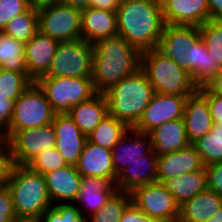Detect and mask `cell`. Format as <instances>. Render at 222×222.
Listing matches in <instances>:
<instances>
[{
    "label": "cell",
    "instance_id": "obj_1",
    "mask_svg": "<svg viewBox=\"0 0 222 222\" xmlns=\"http://www.w3.org/2000/svg\"><path fill=\"white\" fill-rule=\"evenodd\" d=\"M158 49L186 71L197 88L222 70L215 65L196 26L165 24Z\"/></svg>",
    "mask_w": 222,
    "mask_h": 222
},
{
    "label": "cell",
    "instance_id": "obj_2",
    "mask_svg": "<svg viewBox=\"0 0 222 222\" xmlns=\"http://www.w3.org/2000/svg\"><path fill=\"white\" fill-rule=\"evenodd\" d=\"M116 12L118 36L140 53L158 48L165 26L160 0L121 1Z\"/></svg>",
    "mask_w": 222,
    "mask_h": 222
},
{
    "label": "cell",
    "instance_id": "obj_3",
    "mask_svg": "<svg viewBox=\"0 0 222 222\" xmlns=\"http://www.w3.org/2000/svg\"><path fill=\"white\" fill-rule=\"evenodd\" d=\"M92 81L97 93H105L141 67V53L121 36L93 44Z\"/></svg>",
    "mask_w": 222,
    "mask_h": 222
},
{
    "label": "cell",
    "instance_id": "obj_4",
    "mask_svg": "<svg viewBox=\"0 0 222 222\" xmlns=\"http://www.w3.org/2000/svg\"><path fill=\"white\" fill-rule=\"evenodd\" d=\"M109 114L133 128L153 95L152 84L140 68L134 74L122 79L105 93Z\"/></svg>",
    "mask_w": 222,
    "mask_h": 222
},
{
    "label": "cell",
    "instance_id": "obj_5",
    "mask_svg": "<svg viewBox=\"0 0 222 222\" xmlns=\"http://www.w3.org/2000/svg\"><path fill=\"white\" fill-rule=\"evenodd\" d=\"M16 216L41 218L52 206L44 175L28 165L14 164L6 184Z\"/></svg>",
    "mask_w": 222,
    "mask_h": 222
},
{
    "label": "cell",
    "instance_id": "obj_6",
    "mask_svg": "<svg viewBox=\"0 0 222 222\" xmlns=\"http://www.w3.org/2000/svg\"><path fill=\"white\" fill-rule=\"evenodd\" d=\"M155 93L179 96L191 95L197 87L190 75L158 48L141 53V67Z\"/></svg>",
    "mask_w": 222,
    "mask_h": 222
},
{
    "label": "cell",
    "instance_id": "obj_7",
    "mask_svg": "<svg viewBox=\"0 0 222 222\" xmlns=\"http://www.w3.org/2000/svg\"><path fill=\"white\" fill-rule=\"evenodd\" d=\"M56 114L43 90L33 82L15 101L9 127L0 138L8 141L17 131L51 124Z\"/></svg>",
    "mask_w": 222,
    "mask_h": 222
},
{
    "label": "cell",
    "instance_id": "obj_8",
    "mask_svg": "<svg viewBox=\"0 0 222 222\" xmlns=\"http://www.w3.org/2000/svg\"><path fill=\"white\" fill-rule=\"evenodd\" d=\"M36 83L57 114H65L97 94L92 78L40 77Z\"/></svg>",
    "mask_w": 222,
    "mask_h": 222
},
{
    "label": "cell",
    "instance_id": "obj_9",
    "mask_svg": "<svg viewBox=\"0 0 222 222\" xmlns=\"http://www.w3.org/2000/svg\"><path fill=\"white\" fill-rule=\"evenodd\" d=\"M93 45L84 39L59 42L49 70L42 77L92 78Z\"/></svg>",
    "mask_w": 222,
    "mask_h": 222
},
{
    "label": "cell",
    "instance_id": "obj_10",
    "mask_svg": "<svg viewBox=\"0 0 222 222\" xmlns=\"http://www.w3.org/2000/svg\"><path fill=\"white\" fill-rule=\"evenodd\" d=\"M38 28L59 42L81 39V10L57 3L37 9Z\"/></svg>",
    "mask_w": 222,
    "mask_h": 222
},
{
    "label": "cell",
    "instance_id": "obj_11",
    "mask_svg": "<svg viewBox=\"0 0 222 222\" xmlns=\"http://www.w3.org/2000/svg\"><path fill=\"white\" fill-rule=\"evenodd\" d=\"M130 194L131 201L149 218L178 219L179 217V205L160 182L136 187Z\"/></svg>",
    "mask_w": 222,
    "mask_h": 222
},
{
    "label": "cell",
    "instance_id": "obj_12",
    "mask_svg": "<svg viewBox=\"0 0 222 222\" xmlns=\"http://www.w3.org/2000/svg\"><path fill=\"white\" fill-rule=\"evenodd\" d=\"M14 164L27 165L43 150L56 146L54 127L51 124L17 131L8 141Z\"/></svg>",
    "mask_w": 222,
    "mask_h": 222
},
{
    "label": "cell",
    "instance_id": "obj_13",
    "mask_svg": "<svg viewBox=\"0 0 222 222\" xmlns=\"http://www.w3.org/2000/svg\"><path fill=\"white\" fill-rule=\"evenodd\" d=\"M187 97L155 93L133 129L148 134L166 122L183 118Z\"/></svg>",
    "mask_w": 222,
    "mask_h": 222
},
{
    "label": "cell",
    "instance_id": "obj_14",
    "mask_svg": "<svg viewBox=\"0 0 222 222\" xmlns=\"http://www.w3.org/2000/svg\"><path fill=\"white\" fill-rule=\"evenodd\" d=\"M165 24L196 26L210 20L208 0H160Z\"/></svg>",
    "mask_w": 222,
    "mask_h": 222
},
{
    "label": "cell",
    "instance_id": "obj_15",
    "mask_svg": "<svg viewBox=\"0 0 222 222\" xmlns=\"http://www.w3.org/2000/svg\"><path fill=\"white\" fill-rule=\"evenodd\" d=\"M56 136L57 151L67 164L76 165L84 149L87 136L82 133L75 122L65 114H56L52 122Z\"/></svg>",
    "mask_w": 222,
    "mask_h": 222
},
{
    "label": "cell",
    "instance_id": "obj_16",
    "mask_svg": "<svg viewBox=\"0 0 222 222\" xmlns=\"http://www.w3.org/2000/svg\"><path fill=\"white\" fill-rule=\"evenodd\" d=\"M58 43V40L40 30L25 43V63L28 76L33 82L47 74Z\"/></svg>",
    "mask_w": 222,
    "mask_h": 222
},
{
    "label": "cell",
    "instance_id": "obj_17",
    "mask_svg": "<svg viewBox=\"0 0 222 222\" xmlns=\"http://www.w3.org/2000/svg\"><path fill=\"white\" fill-rule=\"evenodd\" d=\"M43 175L52 205L77 200L82 176L75 165L68 164Z\"/></svg>",
    "mask_w": 222,
    "mask_h": 222
},
{
    "label": "cell",
    "instance_id": "obj_18",
    "mask_svg": "<svg viewBox=\"0 0 222 222\" xmlns=\"http://www.w3.org/2000/svg\"><path fill=\"white\" fill-rule=\"evenodd\" d=\"M82 177H97L116 183L117 174L114 170L112 152L88 140L75 165Z\"/></svg>",
    "mask_w": 222,
    "mask_h": 222
},
{
    "label": "cell",
    "instance_id": "obj_19",
    "mask_svg": "<svg viewBox=\"0 0 222 222\" xmlns=\"http://www.w3.org/2000/svg\"><path fill=\"white\" fill-rule=\"evenodd\" d=\"M152 150L150 135L130 128L111 150L115 173L118 175Z\"/></svg>",
    "mask_w": 222,
    "mask_h": 222
},
{
    "label": "cell",
    "instance_id": "obj_20",
    "mask_svg": "<svg viewBox=\"0 0 222 222\" xmlns=\"http://www.w3.org/2000/svg\"><path fill=\"white\" fill-rule=\"evenodd\" d=\"M116 191V185L107 179L82 177L78 198L74 204L86 218H89L102 209Z\"/></svg>",
    "mask_w": 222,
    "mask_h": 222
},
{
    "label": "cell",
    "instance_id": "obj_21",
    "mask_svg": "<svg viewBox=\"0 0 222 222\" xmlns=\"http://www.w3.org/2000/svg\"><path fill=\"white\" fill-rule=\"evenodd\" d=\"M183 119L190 144L212 129L213 121L207 99L197 89L187 97Z\"/></svg>",
    "mask_w": 222,
    "mask_h": 222
},
{
    "label": "cell",
    "instance_id": "obj_22",
    "mask_svg": "<svg viewBox=\"0 0 222 222\" xmlns=\"http://www.w3.org/2000/svg\"><path fill=\"white\" fill-rule=\"evenodd\" d=\"M118 35L117 12L88 7L81 10V38L94 42Z\"/></svg>",
    "mask_w": 222,
    "mask_h": 222
},
{
    "label": "cell",
    "instance_id": "obj_23",
    "mask_svg": "<svg viewBox=\"0 0 222 222\" xmlns=\"http://www.w3.org/2000/svg\"><path fill=\"white\" fill-rule=\"evenodd\" d=\"M157 169L158 157L152 150L118 174L117 190L131 193L136 187L157 182Z\"/></svg>",
    "mask_w": 222,
    "mask_h": 222
},
{
    "label": "cell",
    "instance_id": "obj_24",
    "mask_svg": "<svg viewBox=\"0 0 222 222\" xmlns=\"http://www.w3.org/2000/svg\"><path fill=\"white\" fill-rule=\"evenodd\" d=\"M204 167L196 148L190 144L184 149L158 157L157 182L198 171Z\"/></svg>",
    "mask_w": 222,
    "mask_h": 222
},
{
    "label": "cell",
    "instance_id": "obj_25",
    "mask_svg": "<svg viewBox=\"0 0 222 222\" xmlns=\"http://www.w3.org/2000/svg\"><path fill=\"white\" fill-rule=\"evenodd\" d=\"M157 157L184 149L190 145L183 118L166 122L148 133Z\"/></svg>",
    "mask_w": 222,
    "mask_h": 222
},
{
    "label": "cell",
    "instance_id": "obj_26",
    "mask_svg": "<svg viewBox=\"0 0 222 222\" xmlns=\"http://www.w3.org/2000/svg\"><path fill=\"white\" fill-rule=\"evenodd\" d=\"M108 114V101L103 93H97L91 99L74 105L67 112L87 137Z\"/></svg>",
    "mask_w": 222,
    "mask_h": 222
},
{
    "label": "cell",
    "instance_id": "obj_27",
    "mask_svg": "<svg viewBox=\"0 0 222 222\" xmlns=\"http://www.w3.org/2000/svg\"><path fill=\"white\" fill-rule=\"evenodd\" d=\"M222 207V197L208 188L179 206V222H205Z\"/></svg>",
    "mask_w": 222,
    "mask_h": 222
},
{
    "label": "cell",
    "instance_id": "obj_28",
    "mask_svg": "<svg viewBox=\"0 0 222 222\" xmlns=\"http://www.w3.org/2000/svg\"><path fill=\"white\" fill-rule=\"evenodd\" d=\"M162 184L174 196L175 201L180 206L208 188L207 171L203 167L198 171L167 178Z\"/></svg>",
    "mask_w": 222,
    "mask_h": 222
},
{
    "label": "cell",
    "instance_id": "obj_29",
    "mask_svg": "<svg viewBox=\"0 0 222 222\" xmlns=\"http://www.w3.org/2000/svg\"><path fill=\"white\" fill-rule=\"evenodd\" d=\"M129 129L124 122L108 114L89 134L87 140L93 144L112 150Z\"/></svg>",
    "mask_w": 222,
    "mask_h": 222
},
{
    "label": "cell",
    "instance_id": "obj_30",
    "mask_svg": "<svg viewBox=\"0 0 222 222\" xmlns=\"http://www.w3.org/2000/svg\"><path fill=\"white\" fill-rule=\"evenodd\" d=\"M0 66L2 69L28 74L25 63V43L0 34Z\"/></svg>",
    "mask_w": 222,
    "mask_h": 222
},
{
    "label": "cell",
    "instance_id": "obj_31",
    "mask_svg": "<svg viewBox=\"0 0 222 222\" xmlns=\"http://www.w3.org/2000/svg\"><path fill=\"white\" fill-rule=\"evenodd\" d=\"M38 27L37 9L30 6L25 12L11 19L2 32L26 43L36 34Z\"/></svg>",
    "mask_w": 222,
    "mask_h": 222
},
{
    "label": "cell",
    "instance_id": "obj_32",
    "mask_svg": "<svg viewBox=\"0 0 222 222\" xmlns=\"http://www.w3.org/2000/svg\"><path fill=\"white\" fill-rule=\"evenodd\" d=\"M199 153L204 167L222 161V130L213 124L209 133L192 144Z\"/></svg>",
    "mask_w": 222,
    "mask_h": 222
},
{
    "label": "cell",
    "instance_id": "obj_33",
    "mask_svg": "<svg viewBox=\"0 0 222 222\" xmlns=\"http://www.w3.org/2000/svg\"><path fill=\"white\" fill-rule=\"evenodd\" d=\"M130 202L129 192L117 190L102 209L87 218V222H119L124 209Z\"/></svg>",
    "mask_w": 222,
    "mask_h": 222
},
{
    "label": "cell",
    "instance_id": "obj_34",
    "mask_svg": "<svg viewBox=\"0 0 222 222\" xmlns=\"http://www.w3.org/2000/svg\"><path fill=\"white\" fill-rule=\"evenodd\" d=\"M198 28L215 65L222 69V20L211 19Z\"/></svg>",
    "mask_w": 222,
    "mask_h": 222
},
{
    "label": "cell",
    "instance_id": "obj_35",
    "mask_svg": "<svg viewBox=\"0 0 222 222\" xmlns=\"http://www.w3.org/2000/svg\"><path fill=\"white\" fill-rule=\"evenodd\" d=\"M33 83L28 74L0 68V93L15 101Z\"/></svg>",
    "mask_w": 222,
    "mask_h": 222
},
{
    "label": "cell",
    "instance_id": "obj_36",
    "mask_svg": "<svg viewBox=\"0 0 222 222\" xmlns=\"http://www.w3.org/2000/svg\"><path fill=\"white\" fill-rule=\"evenodd\" d=\"M41 222H87V218L74 203H59L45 211Z\"/></svg>",
    "mask_w": 222,
    "mask_h": 222
},
{
    "label": "cell",
    "instance_id": "obj_37",
    "mask_svg": "<svg viewBox=\"0 0 222 222\" xmlns=\"http://www.w3.org/2000/svg\"><path fill=\"white\" fill-rule=\"evenodd\" d=\"M27 165L32 170L45 174L67 166L68 164L64 160V157L54 147L39 152Z\"/></svg>",
    "mask_w": 222,
    "mask_h": 222
},
{
    "label": "cell",
    "instance_id": "obj_38",
    "mask_svg": "<svg viewBox=\"0 0 222 222\" xmlns=\"http://www.w3.org/2000/svg\"><path fill=\"white\" fill-rule=\"evenodd\" d=\"M30 7L28 0H0V29Z\"/></svg>",
    "mask_w": 222,
    "mask_h": 222
},
{
    "label": "cell",
    "instance_id": "obj_39",
    "mask_svg": "<svg viewBox=\"0 0 222 222\" xmlns=\"http://www.w3.org/2000/svg\"><path fill=\"white\" fill-rule=\"evenodd\" d=\"M13 165L9 144L0 138V184H7Z\"/></svg>",
    "mask_w": 222,
    "mask_h": 222
},
{
    "label": "cell",
    "instance_id": "obj_40",
    "mask_svg": "<svg viewBox=\"0 0 222 222\" xmlns=\"http://www.w3.org/2000/svg\"><path fill=\"white\" fill-rule=\"evenodd\" d=\"M197 90L207 99L213 124L222 122V97L213 94L206 86L198 87Z\"/></svg>",
    "mask_w": 222,
    "mask_h": 222
},
{
    "label": "cell",
    "instance_id": "obj_41",
    "mask_svg": "<svg viewBox=\"0 0 222 222\" xmlns=\"http://www.w3.org/2000/svg\"><path fill=\"white\" fill-rule=\"evenodd\" d=\"M206 168L208 189L222 197V161Z\"/></svg>",
    "mask_w": 222,
    "mask_h": 222
},
{
    "label": "cell",
    "instance_id": "obj_42",
    "mask_svg": "<svg viewBox=\"0 0 222 222\" xmlns=\"http://www.w3.org/2000/svg\"><path fill=\"white\" fill-rule=\"evenodd\" d=\"M16 216L12 196L5 186L0 189V222H11Z\"/></svg>",
    "mask_w": 222,
    "mask_h": 222
},
{
    "label": "cell",
    "instance_id": "obj_43",
    "mask_svg": "<svg viewBox=\"0 0 222 222\" xmlns=\"http://www.w3.org/2000/svg\"><path fill=\"white\" fill-rule=\"evenodd\" d=\"M15 100L7 97V94L0 93V135L9 127Z\"/></svg>",
    "mask_w": 222,
    "mask_h": 222
},
{
    "label": "cell",
    "instance_id": "obj_44",
    "mask_svg": "<svg viewBox=\"0 0 222 222\" xmlns=\"http://www.w3.org/2000/svg\"><path fill=\"white\" fill-rule=\"evenodd\" d=\"M150 218L132 201L124 209L119 222H149Z\"/></svg>",
    "mask_w": 222,
    "mask_h": 222
},
{
    "label": "cell",
    "instance_id": "obj_45",
    "mask_svg": "<svg viewBox=\"0 0 222 222\" xmlns=\"http://www.w3.org/2000/svg\"><path fill=\"white\" fill-rule=\"evenodd\" d=\"M121 0H91L90 7L116 12Z\"/></svg>",
    "mask_w": 222,
    "mask_h": 222
},
{
    "label": "cell",
    "instance_id": "obj_46",
    "mask_svg": "<svg viewBox=\"0 0 222 222\" xmlns=\"http://www.w3.org/2000/svg\"><path fill=\"white\" fill-rule=\"evenodd\" d=\"M213 94L222 97V70L205 85Z\"/></svg>",
    "mask_w": 222,
    "mask_h": 222
},
{
    "label": "cell",
    "instance_id": "obj_47",
    "mask_svg": "<svg viewBox=\"0 0 222 222\" xmlns=\"http://www.w3.org/2000/svg\"><path fill=\"white\" fill-rule=\"evenodd\" d=\"M210 20H222V0H208Z\"/></svg>",
    "mask_w": 222,
    "mask_h": 222
},
{
    "label": "cell",
    "instance_id": "obj_48",
    "mask_svg": "<svg viewBox=\"0 0 222 222\" xmlns=\"http://www.w3.org/2000/svg\"><path fill=\"white\" fill-rule=\"evenodd\" d=\"M91 0H60V3L73 6L80 10L90 7Z\"/></svg>",
    "mask_w": 222,
    "mask_h": 222
},
{
    "label": "cell",
    "instance_id": "obj_49",
    "mask_svg": "<svg viewBox=\"0 0 222 222\" xmlns=\"http://www.w3.org/2000/svg\"><path fill=\"white\" fill-rule=\"evenodd\" d=\"M60 0H31V7L40 9L42 7L51 6L59 3Z\"/></svg>",
    "mask_w": 222,
    "mask_h": 222
},
{
    "label": "cell",
    "instance_id": "obj_50",
    "mask_svg": "<svg viewBox=\"0 0 222 222\" xmlns=\"http://www.w3.org/2000/svg\"><path fill=\"white\" fill-rule=\"evenodd\" d=\"M11 222H41V218L15 216Z\"/></svg>",
    "mask_w": 222,
    "mask_h": 222
},
{
    "label": "cell",
    "instance_id": "obj_51",
    "mask_svg": "<svg viewBox=\"0 0 222 222\" xmlns=\"http://www.w3.org/2000/svg\"><path fill=\"white\" fill-rule=\"evenodd\" d=\"M205 222H222V207Z\"/></svg>",
    "mask_w": 222,
    "mask_h": 222
},
{
    "label": "cell",
    "instance_id": "obj_52",
    "mask_svg": "<svg viewBox=\"0 0 222 222\" xmlns=\"http://www.w3.org/2000/svg\"><path fill=\"white\" fill-rule=\"evenodd\" d=\"M149 222H179V219H155V218H150Z\"/></svg>",
    "mask_w": 222,
    "mask_h": 222
},
{
    "label": "cell",
    "instance_id": "obj_53",
    "mask_svg": "<svg viewBox=\"0 0 222 222\" xmlns=\"http://www.w3.org/2000/svg\"><path fill=\"white\" fill-rule=\"evenodd\" d=\"M218 124V129L222 130V122L217 123Z\"/></svg>",
    "mask_w": 222,
    "mask_h": 222
},
{
    "label": "cell",
    "instance_id": "obj_54",
    "mask_svg": "<svg viewBox=\"0 0 222 222\" xmlns=\"http://www.w3.org/2000/svg\"><path fill=\"white\" fill-rule=\"evenodd\" d=\"M121 1H148V0H121Z\"/></svg>",
    "mask_w": 222,
    "mask_h": 222
},
{
    "label": "cell",
    "instance_id": "obj_55",
    "mask_svg": "<svg viewBox=\"0 0 222 222\" xmlns=\"http://www.w3.org/2000/svg\"><path fill=\"white\" fill-rule=\"evenodd\" d=\"M5 186H6V184H0V189Z\"/></svg>",
    "mask_w": 222,
    "mask_h": 222
}]
</instances>
